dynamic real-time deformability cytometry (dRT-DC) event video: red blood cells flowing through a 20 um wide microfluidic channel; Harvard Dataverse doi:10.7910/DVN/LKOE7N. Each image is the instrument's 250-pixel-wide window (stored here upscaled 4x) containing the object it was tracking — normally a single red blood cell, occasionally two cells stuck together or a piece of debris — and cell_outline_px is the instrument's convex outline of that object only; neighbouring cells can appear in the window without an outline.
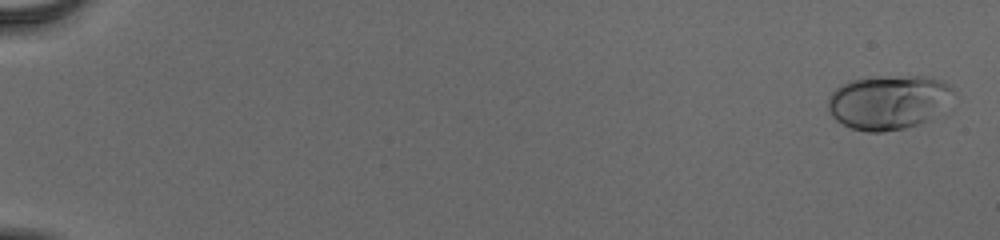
{"species": "human", "species_latin": "Homo sapiens", "temperature_condition": "cold", "stored_images_in_passage": 55, "camera_frame_rate_fps": 3000, "um_per_image_px": 0.085, "donor": {"sex": "male"}, "frame": {"image": 1, "passage_image": 2, "time_ms": 0.333, "image_size_px": [1000, 240], "cell_outline_px": [[952, 88], [928, 120], [920, 124], [904, 128], [880, 132], [868, 132], [852, 128], [836, 120], [828, 112], [828, 100], [832, 92], [840, 84], [852, 80], [912, 76], [924, 76], [944, 80]], "centroid_in_image_um": [75.39, 8.69], "position_along_channel_um": 9.6, "area_um2": 38.21}}
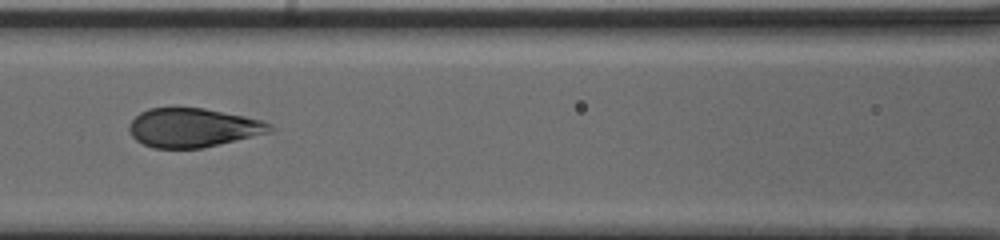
{"frame": {"image": 2, "passage_image": 28, "time_ms": 9.0, "image_size_px": [1000, 240], "cell_outline_px": [[276, 128], [272, 132], [204, 148], [152, 148], [136, 140], [132, 136], [128, 128], [128, 124], [140, 112], [148, 108], [204, 108], [264, 120], [272, 124]], "centroid_in_image_um": [16.44, 10.86], "position_along_channel_um": 150.2, "area_um2": 32.19}}
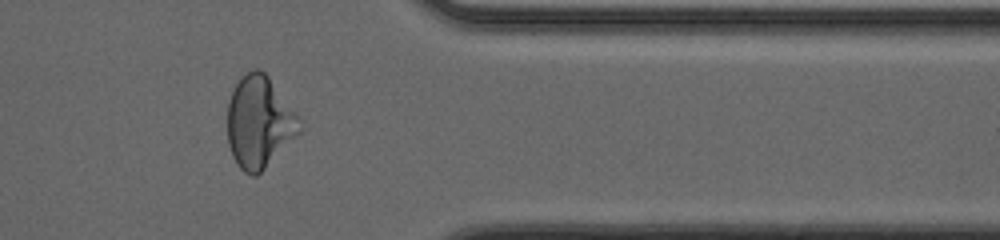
{"frame": {"image": 3, "passage_image": 47, "time_ms": 15.333, "image_size_px": [1000, 240], "cell_outline_px": [[300, 132], [256, 176], [252, 176], [244, 172], [240, 168], [232, 156], [228, 144], [228, 100], [236, 84], [252, 68], [260, 68], [268, 76], [300, 116]], "centroid_in_image_um": [22.03, 10.37], "position_along_channel_um": 389.4, "area_um2": 38.32}, "authors_computed_cell_mechanics": {"area_um2": 34.7956, "velocity_mm_per_s": 3.9166, "shape_relaxation_time_tau1_ms": 7.7301, "shape_relaxation_time_tau2_ms": null, "deformation_change_tau1": 0.2307, "deformation_change_tau2": null}}